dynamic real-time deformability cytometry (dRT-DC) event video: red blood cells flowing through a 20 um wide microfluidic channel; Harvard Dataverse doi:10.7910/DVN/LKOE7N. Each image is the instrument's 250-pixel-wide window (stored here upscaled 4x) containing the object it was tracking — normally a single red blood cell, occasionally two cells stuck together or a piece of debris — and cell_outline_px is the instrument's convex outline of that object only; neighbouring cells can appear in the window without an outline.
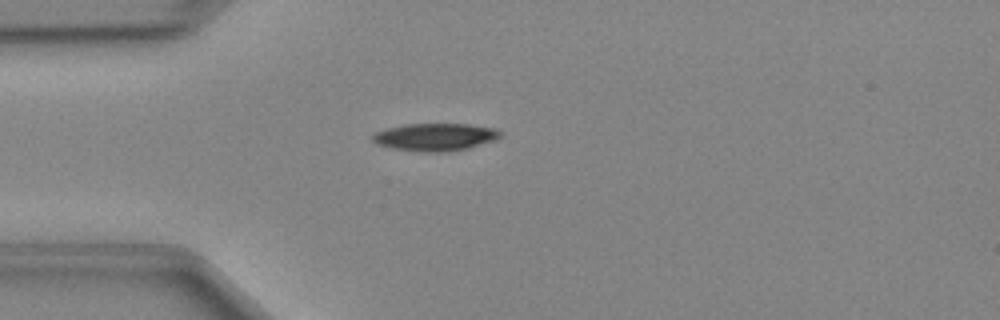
{"species": "Egyptian fruit bat (a non-hibernating species)", "species_latin": "Rousettus aegyptiacus", "temperature_condition": "cold", "stored_images_in_passage": 30, "camera_frame_rate_fps": 3000, "um_per_image_px": 0.085, "animal": {"sex": "female"}, "frame": {"image": 1, "passage_image": 1, "time_ms": 0.0, "image_size_px": [1000, 320], "cell_outline_px": [[500, 136], [496, 140], [468, 148], [448, 152], [424, 152], [392, 148], [376, 144], [372, 140], [372, 136], [376, 132], [388, 128], [404, 124], [468, 124], [496, 128], [500, 132]], "centroid_in_image_um": [37.0, 11.65], "position_along_channel_um": 48.0, "area_um2": 20.52}}
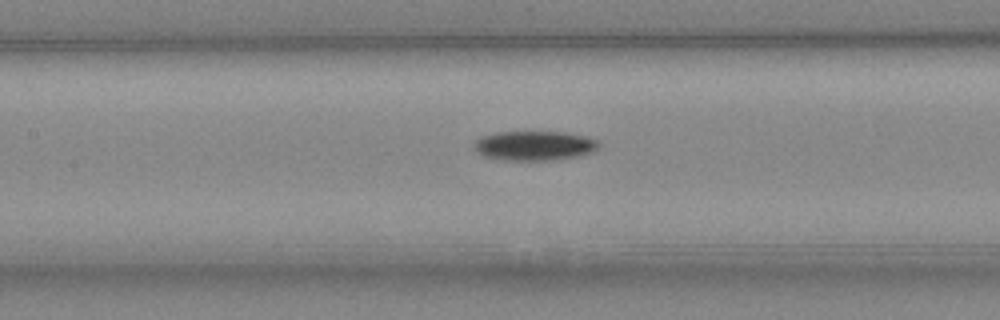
{"frame": {"image": 2, "passage_image": 10, "time_ms": 3.0, "image_size_px": [1000, 320], "cell_outline_px": [[600, 144], [596, 152], [580, 156], [556, 160], [500, 160], [484, 156], [476, 152], [472, 148], [476, 140], [480, 136], [492, 132], [564, 132], [584, 136], [596, 140]], "centroid_in_image_um": [45.4, 12.39], "position_along_channel_um": 162.0, "area_um2": 21.85}}
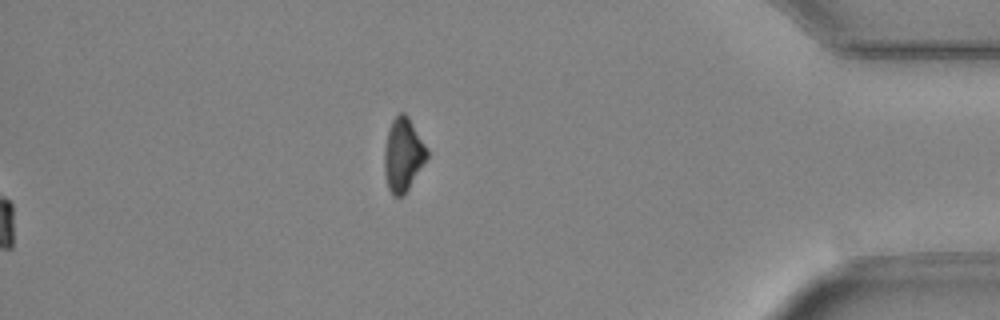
{"frame": {"image": 3, "passage_image": 30, "time_ms": 9.667, "image_size_px": [1000, 320], "cell_outline_px": [[428, 156], [404, 196], [392, 196], [388, 188], [384, 172], [384, 148], [388, 128], [392, 120], [400, 112], [404, 112], [408, 116], [428, 148]], "centroid_in_image_um": [34.25, 13.15], "position_along_channel_um": 400.9, "area_um2": 18.38}}